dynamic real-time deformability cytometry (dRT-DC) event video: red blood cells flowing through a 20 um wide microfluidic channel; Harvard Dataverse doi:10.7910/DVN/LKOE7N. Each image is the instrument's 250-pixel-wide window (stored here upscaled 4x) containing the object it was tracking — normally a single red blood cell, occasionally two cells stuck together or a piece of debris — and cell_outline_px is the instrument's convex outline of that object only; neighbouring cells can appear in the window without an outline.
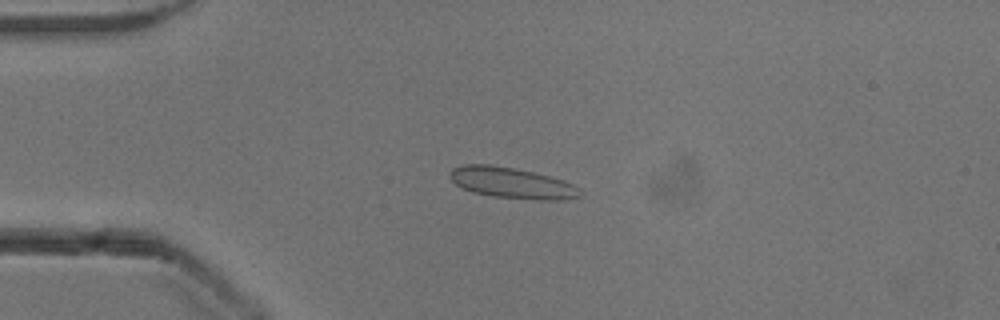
{"species": "common noctule bat (a hibernating species)", "species_latin": "Nyctalus noctula", "temperature_condition": "cold", "stored_images_in_passage": 40, "camera_frame_rate_fps": 3000, "um_per_image_px": 0.085, "animal": {"sex": "male", "body_mass_g": 13.3}, "frame": {"image": 1, "passage_image": 6, "time_ms": 1.667, "image_size_px": [1000, 320], "cell_outline_px": [[580, 196], [568, 200], [536, 200], [492, 196], [472, 192], [456, 184], [448, 176], [448, 172], [452, 168], [464, 164], [488, 164], [516, 168], [564, 180], [580, 188]], "centroid_in_image_um": [43.5, 15.55], "position_along_channel_um": 41.5, "area_um2": 23.58}}
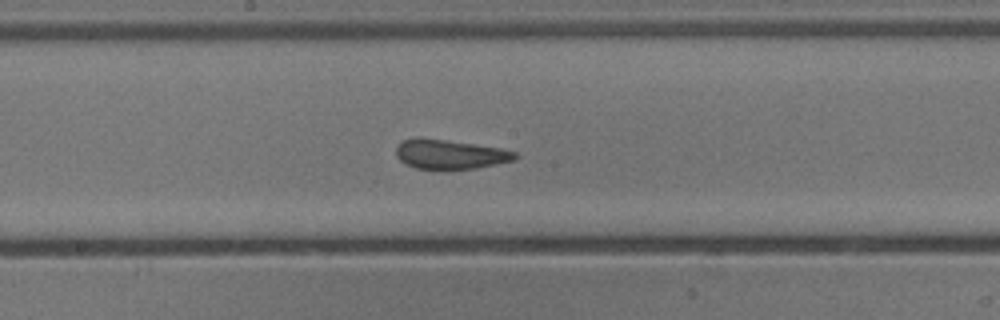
{"frame": {"image": 2, "passage_image": 21, "time_ms": 6.667, "image_size_px": [1000, 320], "cell_outline_px": [[516, 156], [512, 160], [496, 164], [476, 168], [444, 172], [416, 168], [404, 164], [396, 156], [396, 148], [404, 140], [444, 140], [500, 148], [516, 152]], "centroid_in_image_um": [38.24, 13.19], "position_along_channel_um": 210.0, "area_um2": 20.23}}
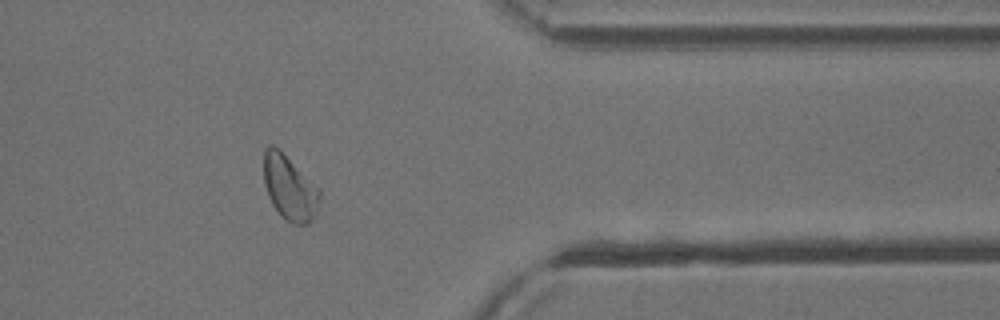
{"frame": {"image": 3, "passage_image": 36, "time_ms": 11.667, "image_size_px": [1000, 320], "cell_outline_px": [[320, 196], [316, 216], [308, 224], [292, 224], [280, 216], [272, 204], [268, 196], [264, 184], [264, 148], [268, 144], [272, 144], [280, 148], [320, 188]], "centroid_in_image_um": [24.62, 15.94], "position_along_channel_um": 386.8, "area_um2": 21.68}, "authors_computed_cell_mechanics": {"area_um2": 21.1837, "velocity_mm_per_s": 3.8792, "shape_relaxation_time_tau1_ms": 5.0461, "shape_relaxation_time_tau2_ms": null, "deformation_change_tau1": 0.0964, "deformation_change_tau2": null}}